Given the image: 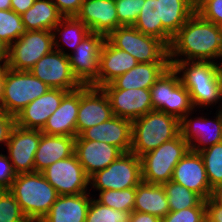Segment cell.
<instances>
[{
	"label": "cell",
	"mask_w": 222,
	"mask_h": 222,
	"mask_svg": "<svg viewBox=\"0 0 222 222\" xmlns=\"http://www.w3.org/2000/svg\"><path fill=\"white\" fill-rule=\"evenodd\" d=\"M221 57L222 26L203 19L197 12L173 36L169 46V61L215 62Z\"/></svg>",
	"instance_id": "1"
},
{
	"label": "cell",
	"mask_w": 222,
	"mask_h": 222,
	"mask_svg": "<svg viewBox=\"0 0 222 222\" xmlns=\"http://www.w3.org/2000/svg\"><path fill=\"white\" fill-rule=\"evenodd\" d=\"M179 75L181 84L188 90L195 107L215 105L222 100L217 62L169 61Z\"/></svg>",
	"instance_id": "2"
},
{
	"label": "cell",
	"mask_w": 222,
	"mask_h": 222,
	"mask_svg": "<svg viewBox=\"0 0 222 222\" xmlns=\"http://www.w3.org/2000/svg\"><path fill=\"white\" fill-rule=\"evenodd\" d=\"M9 191L29 222H40L59 196L41 172L17 174Z\"/></svg>",
	"instance_id": "3"
},
{
	"label": "cell",
	"mask_w": 222,
	"mask_h": 222,
	"mask_svg": "<svg viewBox=\"0 0 222 222\" xmlns=\"http://www.w3.org/2000/svg\"><path fill=\"white\" fill-rule=\"evenodd\" d=\"M180 134V120L173 115L152 110L132 121L131 153L142 155L158 148Z\"/></svg>",
	"instance_id": "4"
},
{
	"label": "cell",
	"mask_w": 222,
	"mask_h": 222,
	"mask_svg": "<svg viewBox=\"0 0 222 222\" xmlns=\"http://www.w3.org/2000/svg\"><path fill=\"white\" fill-rule=\"evenodd\" d=\"M189 150V144L179 134L176 138L142 155L140 157L142 181L158 185L169 182L175 166Z\"/></svg>",
	"instance_id": "5"
},
{
	"label": "cell",
	"mask_w": 222,
	"mask_h": 222,
	"mask_svg": "<svg viewBox=\"0 0 222 222\" xmlns=\"http://www.w3.org/2000/svg\"><path fill=\"white\" fill-rule=\"evenodd\" d=\"M106 39L131 54L139 63H169V47L160 39L145 35L134 26H120Z\"/></svg>",
	"instance_id": "6"
},
{
	"label": "cell",
	"mask_w": 222,
	"mask_h": 222,
	"mask_svg": "<svg viewBox=\"0 0 222 222\" xmlns=\"http://www.w3.org/2000/svg\"><path fill=\"white\" fill-rule=\"evenodd\" d=\"M179 74L169 66L150 88L153 110L170 114L181 120L194 112L188 90L181 84Z\"/></svg>",
	"instance_id": "7"
},
{
	"label": "cell",
	"mask_w": 222,
	"mask_h": 222,
	"mask_svg": "<svg viewBox=\"0 0 222 222\" xmlns=\"http://www.w3.org/2000/svg\"><path fill=\"white\" fill-rule=\"evenodd\" d=\"M50 87L30 71L6 69L2 110L16 117L29 103L44 95Z\"/></svg>",
	"instance_id": "8"
},
{
	"label": "cell",
	"mask_w": 222,
	"mask_h": 222,
	"mask_svg": "<svg viewBox=\"0 0 222 222\" xmlns=\"http://www.w3.org/2000/svg\"><path fill=\"white\" fill-rule=\"evenodd\" d=\"M141 181V159L131 152L123 153L108 167L89 177V184L99 191L128 189Z\"/></svg>",
	"instance_id": "9"
},
{
	"label": "cell",
	"mask_w": 222,
	"mask_h": 222,
	"mask_svg": "<svg viewBox=\"0 0 222 222\" xmlns=\"http://www.w3.org/2000/svg\"><path fill=\"white\" fill-rule=\"evenodd\" d=\"M53 40L52 31H27L10 45L7 67L19 71H30L37 61L54 49Z\"/></svg>",
	"instance_id": "10"
},
{
	"label": "cell",
	"mask_w": 222,
	"mask_h": 222,
	"mask_svg": "<svg viewBox=\"0 0 222 222\" xmlns=\"http://www.w3.org/2000/svg\"><path fill=\"white\" fill-rule=\"evenodd\" d=\"M30 72L52 89L71 92L83 86L72 72L68 55L55 49L37 61Z\"/></svg>",
	"instance_id": "11"
},
{
	"label": "cell",
	"mask_w": 222,
	"mask_h": 222,
	"mask_svg": "<svg viewBox=\"0 0 222 222\" xmlns=\"http://www.w3.org/2000/svg\"><path fill=\"white\" fill-rule=\"evenodd\" d=\"M41 173L59 195H76L88 190L89 176L75 153L51 164Z\"/></svg>",
	"instance_id": "12"
},
{
	"label": "cell",
	"mask_w": 222,
	"mask_h": 222,
	"mask_svg": "<svg viewBox=\"0 0 222 222\" xmlns=\"http://www.w3.org/2000/svg\"><path fill=\"white\" fill-rule=\"evenodd\" d=\"M114 117L109 99L102 88L83 85L79 88L76 136Z\"/></svg>",
	"instance_id": "13"
},
{
	"label": "cell",
	"mask_w": 222,
	"mask_h": 222,
	"mask_svg": "<svg viewBox=\"0 0 222 222\" xmlns=\"http://www.w3.org/2000/svg\"><path fill=\"white\" fill-rule=\"evenodd\" d=\"M105 40L104 35L91 32L73 54H68L72 72L83 85H90L98 77L100 52Z\"/></svg>",
	"instance_id": "14"
},
{
	"label": "cell",
	"mask_w": 222,
	"mask_h": 222,
	"mask_svg": "<svg viewBox=\"0 0 222 222\" xmlns=\"http://www.w3.org/2000/svg\"><path fill=\"white\" fill-rule=\"evenodd\" d=\"M213 121L204 117L189 119L188 113L180 120V134L189 144L190 150L200 152L222 142V105ZM197 144H196V143Z\"/></svg>",
	"instance_id": "15"
},
{
	"label": "cell",
	"mask_w": 222,
	"mask_h": 222,
	"mask_svg": "<svg viewBox=\"0 0 222 222\" xmlns=\"http://www.w3.org/2000/svg\"><path fill=\"white\" fill-rule=\"evenodd\" d=\"M41 138V130L25 129L15 125L5 145L8 158L16 174L35 172L34 157Z\"/></svg>",
	"instance_id": "16"
},
{
	"label": "cell",
	"mask_w": 222,
	"mask_h": 222,
	"mask_svg": "<svg viewBox=\"0 0 222 222\" xmlns=\"http://www.w3.org/2000/svg\"><path fill=\"white\" fill-rule=\"evenodd\" d=\"M114 116L131 121L153 110L150 89H103Z\"/></svg>",
	"instance_id": "17"
},
{
	"label": "cell",
	"mask_w": 222,
	"mask_h": 222,
	"mask_svg": "<svg viewBox=\"0 0 222 222\" xmlns=\"http://www.w3.org/2000/svg\"><path fill=\"white\" fill-rule=\"evenodd\" d=\"M171 181L194 191L204 200L212 197L213 189L208 182L206 169L199 152L188 151L175 166Z\"/></svg>",
	"instance_id": "18"
},
{
	"label": "cell",
	"mask_w": 222,
	"mask_h": 222,
	"mask_svg": "<svg viewBox=\"0 0 222 222\" xmlns=\"http://www.w3.org/2000/svg\"><path fill=\"white\" fill-rule=\"evenodd\" d=\"M74 153L89 177L108 167L123 154L114 145L102 141L85 140L81 136L75 137Z\"/></svg>",
	"instance_id": "19"
},
{
	"label": "cell",
	"mask_w": 222,
	"mask_h": 222,
	"mask_svg": "<svg viewBox=\"0 0 222 222\" xmlns=\"http://www.w3.org/2000/svg\"><path fill=\"white\" fill-rule=\"evenodd\" d=\"M68 92L50 88L16 115V125L25 129L42 130L48 118L58 109L61 100Z\"/></svg>",
	"instance_id": "20"
},
{
	"label": "cell",
	"mask_w": 222,
	"mask_h": 222,
	"mask_svg": "<svg viewBox=\"0 0 222 222\" xmlns=\"http://www.w3.org/2000/svg\"><path fill=\"white\" fill-rule=\"evenodd\" d=\"M75 17L91 32L105 37L118 28L115 0H84Z\"/></svg>",
	"instance_id": "21"
},
{
	"label": "cell",
	"mask_w": 222,
	"mask_h": 222,
	"mask_svg": "<svg viewBox=\"0 0 222 222\" xmlns=\"http://www.w3.org/2000/svg\"><path fill=\"white\" fill-rule=\"evenodd\" d=\"M138 63L135 57L126 51L115 48L106 39L101 47L98 77L90 85L101 88L110 84Z\"/></svg>",
	"instance_id": "22"
},
{
	"label": "cell",
	"mask_w": 222,
	"mask_h": 222,
	"mask_svg": "<svg viewBox=\"0 0 222 222\" xmlns=\"http://www.w3.org/2000/svg\"><path fill=\"white\" fill-rule=\"evenodd\" d=\"M85 140L102 141L118 147L123 153L131 151L132 121L118 116L85 130L81 135Z\"/></svg>",
	"instance_id": "23"
},
{
	"label": "cell",
	"mask_w": 222,
	"mask_h": 222,
	"mask_svg": "<svg viewBox=\"0 0 222 222\" xmlns=\"http://www.w3.org/2000/svg\"><path fill=\"white\" fill-rule=\"evenodd\" d=\"M79 89L68 92L58 109L48 118L41 132L46 135L76 137Z\"/></svg>",
	"instance_id": "24"
},
{
	"label": "cell",
	"mask_w": 222,
	"mask_h": 222,
	"mask_svg": "<svg viewBox=\"0 0 222 222\" xmlns=\"http://www.w3.org/2000/svg\"><path fill=\"white\" fill-rule=\"evenodd\" d=\"M89 194L59 195L40 222H85L92 199Z\"/></svg>",
	"instance_id": "25"
},
{
	"label": "cell",
	"mask_w": 222,
	"mask_h": 222,
	"mask_svg": "<svg viewBox=\"0 0 222 222\" xmlns=\"http://www.w3.org/2000/svg\"><path fill=\"white\" fill-rule=\"evenodd\" d=\"M75 151V137L46 135L41 132L40 143L34 157L35 172H42L51 164L68 158Z\"/></svg>",
	"instance_id": "26"
},
{
	"label": "cell",
	"mask_w": 222,
	"mask_h": 222,
	"mask_svg": "<svg viewBox=\"0 0 222 222\" xmlns=\"http://www.w3.org/2000/svg\"><path fill=\"white\" fill-rule=\"evenodd\" d=\"M170 63H138L102 89H150Z\"/></svg>",
	"instance_id": "27"
},
{
	"label": "cell",
	"mask_w": 222,
	"mask_h": 222,
	"mask_svg": "<svg viewBox=\"0 0 222 222\" xmlns=\"http://www.w3.org/2000/svg\"><path fill=\"white\" fill-rule=\"evenodd\" d=\"M133 211L148 213L163 219L170 212L163 185L141 181L136 186Z\"/></svg>",
	"instance_id": "28"
},
{
	"label": "cell",
	"mask_w": 222,
	"mask_h": 222,
	"mask_svg": "<svg viewBox=\"0 0 222 222\" xmlns=\"http://www.w3.org/2000/svg\"><path fill=\"white\" fill-rule=\"evenodd\" d=\"M194 13L190 0H158V22L172 37Z\"/></svg>",
	"instance_id": "29"
},
{
	"label": "cell",
	"mask_w": 222,
	"mask_h": 222,
	"mask_svg": "<svg viewBox=\"0 0 222 222\" xmlns=\"http://www.w3.org/2000/svg\"><path fill=\"white\" fill-rule=\"evenodd\" d=\"M27 31L49 30L60 22L63 16L51 0H36L34 4L21 15Z\"/></svg>",
	"instance_id": "30"
},
{
	"label": "cell",
	"mask_w": 222,
	"mask_h": 222,
	"mask_svg": "<svg viewBox=\"0 0 222 222\" xmlns=\"http://www.w3.org/2000/svg\"><path fill=\"white\" fill-rule=\"evenodd\" d=\"M52 32L54 37V49L67 55L69 53H65L59 41H63L62 44L64 43V45L71 47L73 50L91 33L90 29L76 17H63L60 22L54 26ZM57 37H59V40Z\"/></svg>",
	"instance_id": "31"
},
{
	"label": "cell",
	"mask_w": 222,
	"mask_h": 222,
	"mask_svg": "<svg viewBox=\"0 0 222 222\" xmlns=\"http://www.w3.org/2000/svg\"><path fill=\"white\" fill-rule=\"evenodd\" d=\"M133 26L145 35L156 37L170 46L173 37L162 27V22H158V0H144Z\"/></svg>",
	"instance_id": "32"
},
{
	"label": "cell",
	"mask_w": 222,
	"mask_h": 222,
	"mask_svg": "<svg viewBox=\"0 0 222 222\" xmlns=\"http://www.w3.org/2000/svg\"><path fill=\"white\" fill-rule=\"evenodd\" d=\"M170 211H179L198 206L204 199L194 191L173 181L162 184Z\"/></svg>",
	"instance_id": "33"
},
{
	"label": "cell",
	"mask_w": 222,
	"mask_h": 222,
	"mask_svg": "<svg viewBox=\"0 0 222 222\" xmlns=\"http://www.w3.org/2000/svg\"><path fill=\"white\" fill-rule=\"evenodd\" d=\"M203 160L210 187L222 185V142L199 152Z\"/></svg>",
	"instance_id": "34"
},
{
	"label": "cell",
	"mask_w": 222,
	"mask_h": 222,
	"mask_svg": "<svg viewBox=\"0 0 222 222\" xmlns=\"http://www.w3.org/2000/svg\"><path fill=\"white\" fill-rule=\"evenodd\" d=\"M135 194L136 187L123 190H103L99 192V197L95 200L115 210L132 212Z\"/></svg>",
	"instance_id": "35"
},
{
	"label": "cell",
	"mask_w": 222,
	"mask_h": 222,
	"mask_svg": "<svg viewBox=\"0 0 222 222\" xmlns=\"http://www.w3.org/2000/svg\"><path fill=\"white\" fill-rule=\"evenodd\" d=\"M21 15L11 10H0V39L9 46L26 33Z\"/></svg>",
	"instance_id": "36"
},
{
	"label": "cell",
	"mask_w": 222,
	"mask_h": 222,
	"mask_svg": "<svg viewBox=\"0 0 222 222\" xmlns=\"http://www.w3.org/2000/svg\"><path fill=\"white\" fill-rule=\"evenodd\" d=\"M130 214L104 206L92 198L85 222H129Z\"/></svg>",
	"instance_id": "37"
},
{
	"label": "cell",
	"mask_w": 222,
	"mask_h": 222,
	"mask_svg": "<svg viewBox=\"0 0 222 222\" xmlns=\"http://www.w3.org/2000/svg\"><path fill=\"white\" fill-rule=\"evenodd\" d=\"M0 222H29L9 189L0 190Z\"/></svg>",
	"instance_id": "38"
},
{
	"label": "cell",
	"mask_w": 222,
	"mask_h": 222,
	"mask_svg": "<svg viewBox=\"0 0 222 222\" xmlns=\"http://www.w3.org/2000/svg\"><path fill=\"white\" fill-rule=\"evenodd\" d=\"M118 27L133 26L141 12L144 0H115Z\"/></svg>",
	"instance_id": "39"
},
{
	"label": "cell",
	"mask_w": 222,
	"mask_h": 222,
	"mask_svg": "<svg viewBox=\"0 0 222 222\" xmlns=\"http://www.w3.org/2000/svg\"><path fill=\"white\" fill-rule=\"evenodd\" d=\"M206 218V205L203 200L198 206L179 211H170L161 222H202Z\"/></svg>",
	"instance_id": "40"
},
{
	"label": "cell",
	"mask_w": 222,
	"mask_h": 222,
	"mask_svg": "<svg viewBox=\"0 0 222 222\" xmlns=\"http://www.w3.org/2000/svg\"><path fill=\"white\" fill-rule=\"evenodd\" d=\"M197 13L203 19L222 26V0H209Z\"/></svg>",
	"instance_id": "41"
},
{
	"label": "cell",
	"mask_w": 222,
	"mask_h": 222,
	"mask_svg": "<svg viewBox=\"0 0 222 222\" xmlns=\"http://www.w3.org/2000/svg\"><path fill=\"white\" fill-rule=\"evenodd\" d=\"M17 176L13 165L5 154H0V190L9 189Z\"/></svg>",
	"instance_id": "42"
},
{
	"label": "cell",
	"mask_w": 222,
	"mask_h": 222,
	"mask_svg": "<svg viewBox=\"0 0 222 222\" xmlns=\"http://www.w3.org/2000/svg\"><path fill=\"white\" fill-rule=\"evenodd\" d=\"M63 17H75L84 0H51Z\"/></svg>",
	"instance_id": "43"
},
{
	"label": "cell",
	"mask_w": 222,
	"mask_h": 222,
	"mask_svg": "<svg viewBox=\"0 0 222 222\" xmlns=\"http://www.w3.org/2000/svg\"><path fill=\"white\" fill-rule=\"evenodd\" d=\"M16 125L15 117L3 112L0 115V143L7 144L11 131Z\"/></svg>",
	"instance_id": "44"
},
{
	"label": "cell",
	"mask_w": 222,
	"mask_h": 222,
	"mask_svg": "<svg viewBox=\"0 0 222 222\" xmlns=\"http://www.w3.org/2000/svg\"><path fill=\"white\" fill-rule=\"evenodd\" d=\"M206 218L210 222H222V205L217 203L212 197L205 200Z\"/></svg>",
	"instance_id": "45"
},
{
	"label": "cell",
	"mask_w": 222,
	"mask_h": 222,
	"mask_svg": "<svg viewBox=\"0 0 222 222\" xmlns=\"http://www.w3.org/2000/svg\"><path fill=\"white\" fill-rule=\"evenodd\" d=\"M129 222H161V219L148 213L132 211Z\"/></svg>",
	"instance_id": "46"
},
{
	"label": "cell",
	"mask_w": 222,
	"mask_h": 222,
	"mask_svg": "<svg viewBox=\"0 0 222 222\" xmlns=\"http://www.w3.org/2000/svg\"><path fill=\"white\" fill-rule=\"evenodd\" d=\"M36 0H11V9L17 14L25 13Z\"/></svg>",
	"instance_id": "47"
},
{
	"label": "cell",
	"mask_w": 222,
	"mask_h": 222,
	"mask_svg": "<svg viewBox=\"0 0 222 222\" xmlns=\"http://www.w3.org/2000/svg\"><path fill=\"white\" fill-rule=\"evenodd\" d=\"M10 46L0 39V64L8 65Z\"/></svg>",
	"instance_id": "48"
},
{
	"label": "cell",
	"mask_w": 222,
	"mask_h": 222,
	"mask_svg": "<svg viewBox=\"0 0 222 222\" xmlns=\"http://www.w3.org/2000/svg\"><path fill=\"white\" fill-rule=\"evenodd\" d=\"M7 68L8 67L6 65L0 64V104H2V100H3V90H4V82H5Z\"/></svg>",
	"instance_id": "49"
},
{
	"label": "cell",
	"mask_w": 222,
	"mask_h": 222,
	"mask_svg": "<svg viewBox=\"0 0 222 222\" xmlns=\"http://www.w3.org/2000/svg\"><path fill=\"white\" fill-rule=\"evenodd\" d=\"M212 198L222 205V185L217 186L212 193Z\"/></svg>",
	"instance_id": "50"
},
{
	"label": "cell",
	"mask_w": 222,
	"mask_h": 222,
	"mask_svg": "<svg viewBox=\"0 0 222 222\" xmlns=\"http://www.w3.org/2000/svg\"><path fill=\"white\" fill-rule=\"evenodd\" d=\"M208 1L209 0H190L194 12H197Z\"/></svg>",
	"instance_id": "51"
},
{
	"label": "cell",
	"mask_w": 222,
	"mask_h": 222,
	"mask_svg": "<svg viewBox=\"0 0 222 222\" xmlns=\"http://www.w3.org/2000/svg\"><path fill=\"white\" fill-rule=\"evenodd\" d=\"M0 10H11V0H0Z\"/></svg>",
	"instance_id": "52"
},
{
	"label": "cell",
	"mask_w": 222,
	"mask_h": 222,
	"mask_svg": "<svg viewBox=\"0 0 222 222\" xmlns=\"http://www.w3.org/2000/svg\"><path fill=\"white\" fill-rule=\"evenodd\" d=\"M217 69H218V78H219V84L222 94V63H217Z\"/></svg>",
	"instance_id": "53"
},
{
	"label": "cell",
	"mask_w": 222,
	"mask_h": 222,
	"mask_svg": "<svg viewBox=\"0 0 222 222\" xmlns=\"http://www.w3.org/2000/svg\"><path fill=\"white\" fill-rule=\"evenodd\" d=\"M3 113V110H2V107H1V104H0V115Z\"/></svg>",
	"instance_id": "54"
},
{
	"label": "cell",
	"mask_w": 222,
	"mask_h": 222,
	"mask_svg": "<svg viewBox=\"0 0 222 222\" xmlns=\"http://www.w3.org/2000/svg\"><path fill=\"white\" fill-rule=\"evenodd\" d=\"M202 222H210L207 218H205Z\"/></svg>",
	"instance_id": "55"
}]
</instances>
